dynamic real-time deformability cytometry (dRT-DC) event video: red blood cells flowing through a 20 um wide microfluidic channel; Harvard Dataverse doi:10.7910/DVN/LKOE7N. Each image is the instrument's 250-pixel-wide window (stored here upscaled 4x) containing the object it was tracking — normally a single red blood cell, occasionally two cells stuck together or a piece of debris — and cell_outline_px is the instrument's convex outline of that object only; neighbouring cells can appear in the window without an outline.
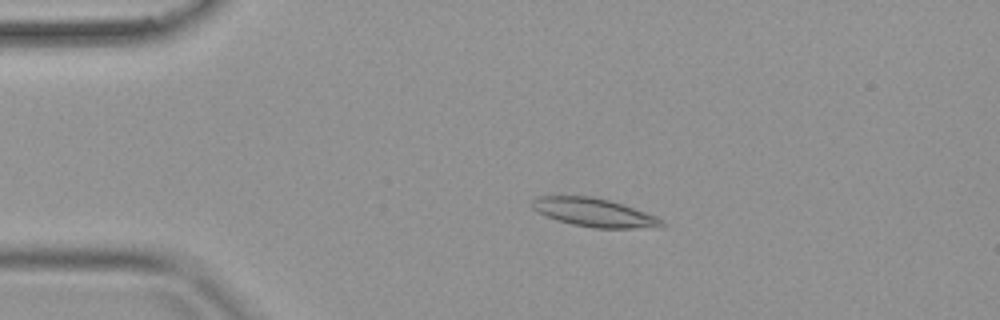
{"species": "common noctule bat (a hibernating species)", "species_latin": "Nyctalus noctula", "temperature_condition": "warm", "stored_images_in_passage": 40, "camera_frame_rate_fps": 3000, "um_per_image_px": 0.085, "animal": {"sex": "female", "body_mass_g": 19.9}, "frame": {"image": 1, "passage_image": 9, "time_ms": 2.667, "image_size_px": [1000, 320], "cell_outline_px": [[668, 224], [636, 228], [596, 228], [572, 224], [556, 220], [536, 212], [532, 208], [532, 196], [592, 196], [608, 200], [656, 216], [664, 220]], "centroid_in_image_um": [50.42, 18.05], "position_along_channel_um": 34.6, "area_um2": 21.27}}
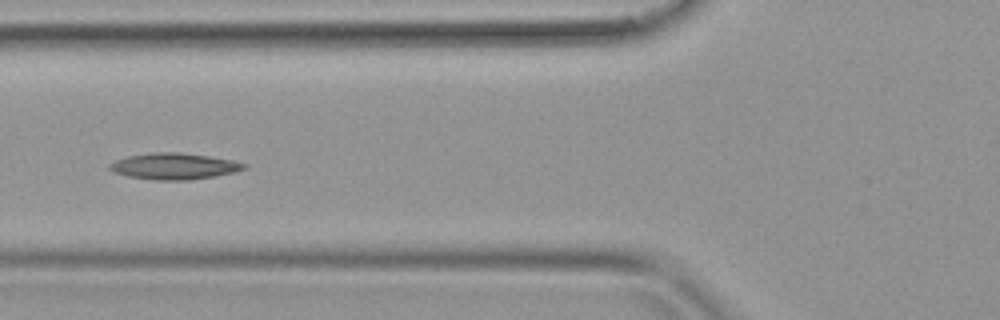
{"frame": {"image": 2, "passage_image": 16, "time_ms": 5.0, "image_size_px": [1000, 320], "cell_outline_px": [[248, 168], [236, 172], [188, 180], [152, 180], [128, 176], [116, 172], [108, 168], [108, 164], [116, 160], [128, 156], [148, 152], [180, 152], [208, 156], [232, 160], [248, 164]], "centroid_in_image_um": [14.81, 14.12], "position_along_channel_um": 111.0, "area_um2": 20.63}}
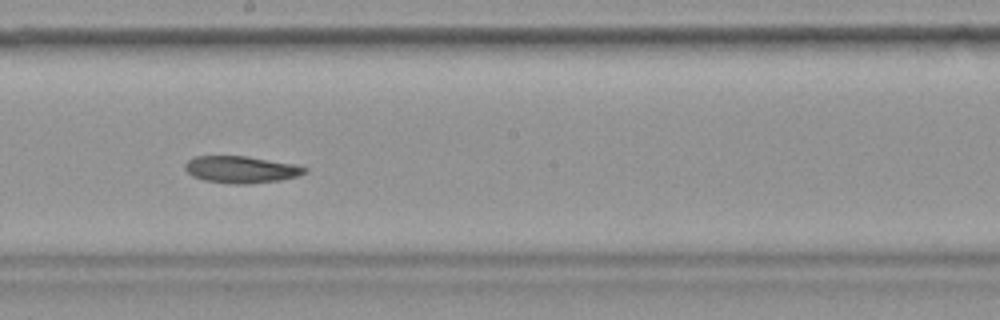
{"frame": {"image": 3, "passage_image": 23, "time_ms": 7.333, "image_size_px": [1000, 320], "cell_outline_px": [[308, 172], [296, 176], [280, 180], [248, 184], [236, 184], [204, 180], [192, 176], [184, 168], [184, 164], [192, 156], [248, 156], [296, 164], [308, 168]], "centroid_in_image_um": [20.5, 14.4], "position_along_channel_um": 227.7, "area_um2": 18.9}}